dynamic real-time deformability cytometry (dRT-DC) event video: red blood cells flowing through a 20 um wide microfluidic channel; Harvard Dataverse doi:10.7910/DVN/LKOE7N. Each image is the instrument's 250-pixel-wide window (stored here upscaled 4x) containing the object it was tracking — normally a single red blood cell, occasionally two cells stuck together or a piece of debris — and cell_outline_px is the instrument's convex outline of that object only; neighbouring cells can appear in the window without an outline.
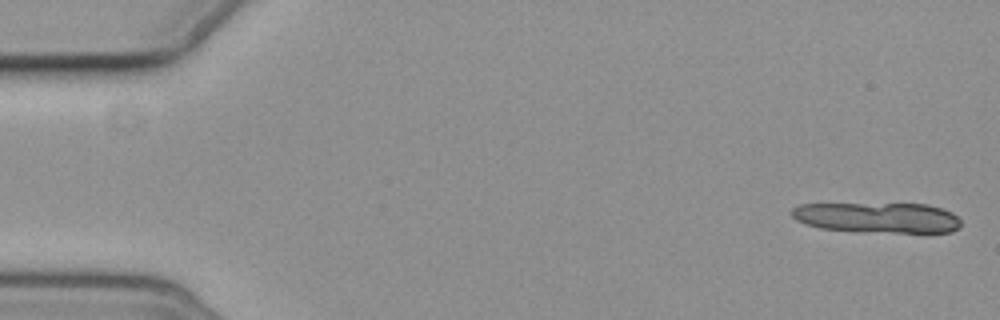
{"species": "common noctule bat (a hibernating species)", "species_latin": "Nyctalus noctula", "temperature_condition": "cold", "stored_images_in_passage": 6, "segment_of_instrument_passage": [1, 3], "camera_frame_rate_fps": 3000, "um_per_image_px": 0.085, "animal": {"sex": "female", "body_mass_g": 19.3, "forearm_length_mm": 54.1}, "frame": {"image": 1, "passage_image": 1, "time_ms": 0.0, "image_size_px": [1000, 320], "cell_outline_px": [[960, 228], [952, 232], [924, 236], [820, 228], [804, 224], [796, 220], [792, 216], [792, 208], [800, 204], [928, 204], [952, 212], [960, 220]], "centroid_in_image_um": [74.72, 18.55], "position_along_channel_um": 10.3, "area_um2": 31.1}}